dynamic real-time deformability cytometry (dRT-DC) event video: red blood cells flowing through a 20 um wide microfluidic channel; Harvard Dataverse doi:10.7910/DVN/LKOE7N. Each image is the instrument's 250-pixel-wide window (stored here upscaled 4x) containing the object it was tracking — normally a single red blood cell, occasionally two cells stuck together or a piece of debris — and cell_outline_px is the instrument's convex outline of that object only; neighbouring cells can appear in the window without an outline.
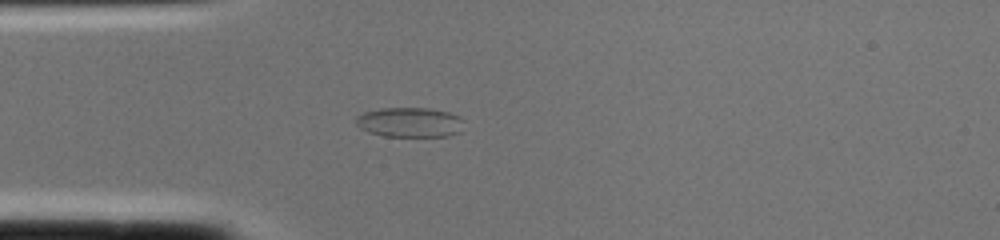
{"species": "common noctule bat (a hibernating species)", "species_latin": "Nyctalus noctula", "temperature_condition": "cold", "stored_images_in_passage": 1, "camera_frame_rate_fps": 3000, "um_per_image_px": 0.085, "animal": {"sex": "female", "body_mass_g": 22.0, "forearm_length_mm": 56.7}, "frame": {"image": 1, "passage_image": 1, "time_ms": 0.0, "image_size_px": [1000, 240], "cell_outline_px": [[464, 120], [460, 132], [448, 136], [384, 136], [368, 132], [360, 128], [356, 124], [356, 116], [364, 112], [380, 108], [428, 108], [448, 112], [460, 116]], "centroid_in_image_um": [34.83, 10.39], "position_along_channel_um": 50.2, "area_um2": 18.84}}